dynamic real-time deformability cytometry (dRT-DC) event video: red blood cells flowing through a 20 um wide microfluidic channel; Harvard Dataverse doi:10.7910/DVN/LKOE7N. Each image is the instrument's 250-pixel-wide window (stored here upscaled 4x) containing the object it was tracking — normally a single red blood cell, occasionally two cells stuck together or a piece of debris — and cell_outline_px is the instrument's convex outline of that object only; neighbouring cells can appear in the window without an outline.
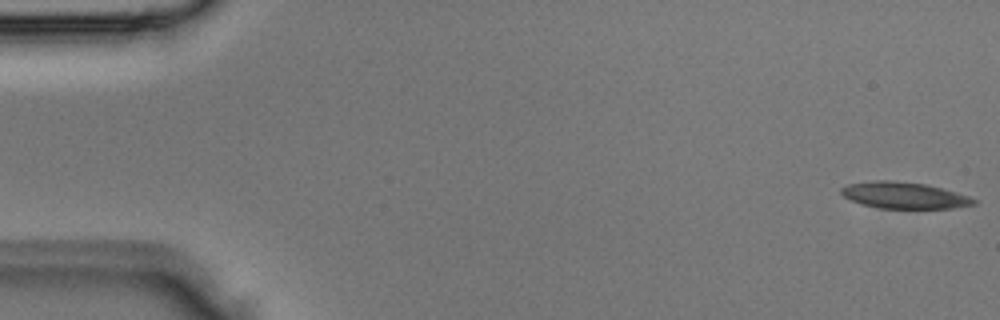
{"species": "Egyptian fruit bat (a non-hibernating species)", "species_latin": "Rousettus aegyptiacus", "temperature_condition": "room temperature", "stored_images_in_passage": 5, "camera_frame_rate_fps": 3000, "um_per_image_px": 0.085, "animal": {"sex": "male"}, "frame": {"image": 1, "passage_image": 1, "time_ms": 0.0, "image_size_px": [1000, 320], "cell_outline_px": [[976, 204], [952, 208], [880, 208], [864, 204], [852, 200], [844, 196], [840, 192], [840, 188], [848, 184], [876, 180], [892, 180], [924, 184], [956, 192], [968, 196], [976, 200]], "centroid_in_image_um": [76.84, 16.6], "position_along_channel_um": 8.2, "area_um2": 20.11}}
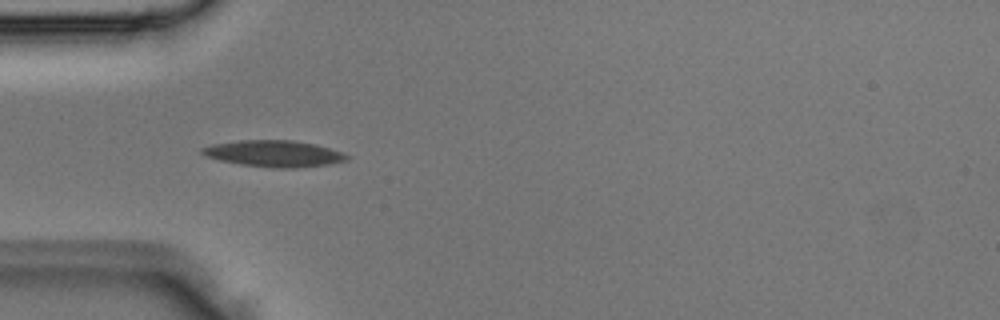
{"frame": {"image": 2, "passage_image": 4, "time_ms": 1.0, "image_size_px": [1000, 320], "cell_outline_px": [[348, 160], [328, 164], [292, 168], [276, 168], [240, 164], [220, 160], [208, 156], [200, 152], [200, 148], [212, 144], [240, 140], [292, 140], [316, 144], [340, 152], [348, 156]], "centroid_in_image_um": [23.26, 13.05], "position_along_channel_um": 61.7, "area_um2": 22.02}}
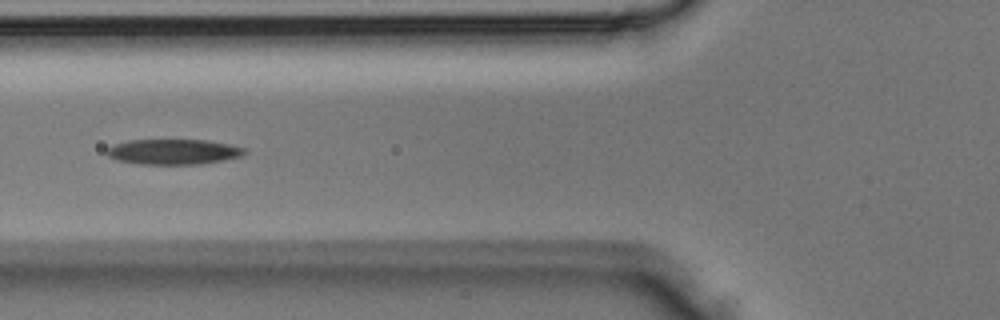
{"frame": {"image": 3, "passage_image": 5, "time_ms": 1.333, "image_size_px": [1000, 320], "cell_outline_px": [[248, 152], [244, 156], [224, 160], [200, 164], [140, 164], [116, 160], [108, 156], [104, 152], [104, 148], [112, 144], [128, 140], [208, 140], [248, 148]], "centroid_in_image_um": [14.73, 12.9], "position_along_channel_um": 111.1, "area_um2": 20.75}}